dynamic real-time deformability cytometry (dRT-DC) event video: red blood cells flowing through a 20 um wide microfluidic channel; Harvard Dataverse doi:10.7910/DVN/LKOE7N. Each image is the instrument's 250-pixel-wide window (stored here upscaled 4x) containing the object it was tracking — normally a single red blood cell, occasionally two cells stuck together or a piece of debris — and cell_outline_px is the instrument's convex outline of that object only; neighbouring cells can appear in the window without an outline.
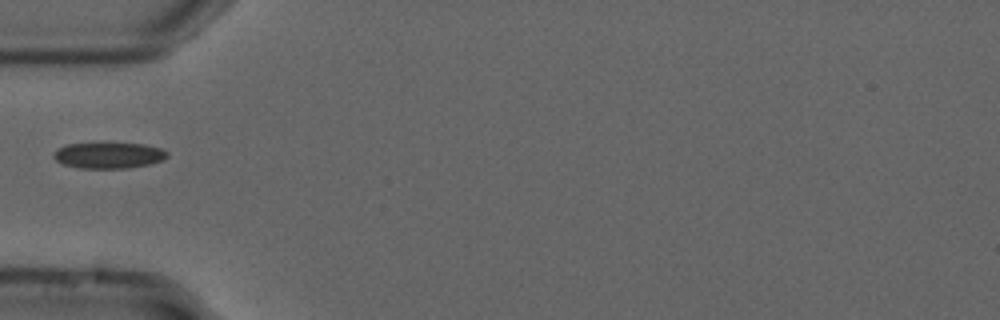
{"species": "common noctule bat (a hibernating species)", "species_latin": "Nyctalus noctula", "temperature_condition": "cold", "stored_images_in_passage": 12, "camera_frame_rate_fps": 3000, "um_per_image_px": 0.085, "animal": {"sex": "male", "forearm_length_mm": 52.5}, "frame": {"image": 1, "passage_image": 1, "time_ms": 0.0, "image_size_px": [1000, 320], "cell_outline_px": [[168, 156], [164, 160], [148, 164], [128, 168], [80, 168], [64, 164], [56, 160], [52, 156], [60, 148], [68, 144], [144, 144], [160, 148], [168, 152]], "centroid_in_image_um": [9.28, 13.22], "position_along_channel_um": 75.7, "area_um2": 16.82}}